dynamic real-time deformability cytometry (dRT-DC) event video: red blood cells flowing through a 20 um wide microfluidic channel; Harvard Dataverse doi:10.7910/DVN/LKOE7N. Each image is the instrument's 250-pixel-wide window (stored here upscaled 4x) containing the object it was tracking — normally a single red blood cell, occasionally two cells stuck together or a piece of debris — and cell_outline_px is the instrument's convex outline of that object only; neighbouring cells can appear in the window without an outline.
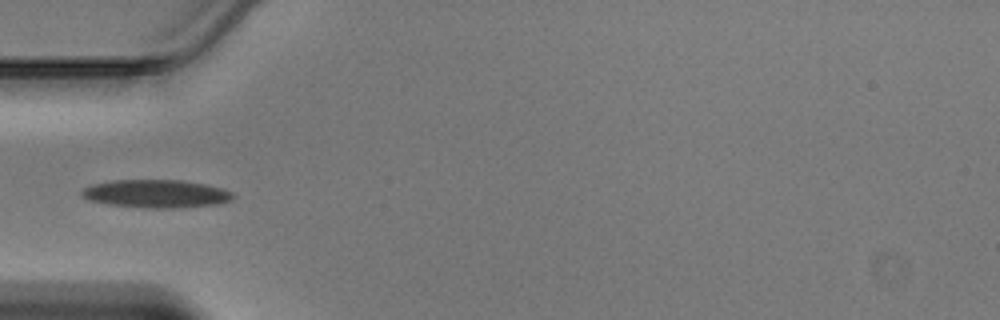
{"species": "Egyptian fruit bat (a non-hibernating species)", "species_latin": "Rousettus aegyptiacus", "temperature_condition": "warm", "stored_images_in_passage": 18, "camera_frame_rate_fps": 3000, "um_per_image_px": 0.085, "animal": {"sex": "male"}, "frame": {"image": 1, "passage_image": 1, "time_ms": 0.0, "image_size_px": [1000, 320], "cell_outline_px": [[236, 196], [232, 200], [220, 204], [180, 208], [148, 208], [108, 204], [92, 200], [84, 196], [80, 192], [84, 188], [92, 184], [112, 180], [184, 180], [204, 184], [220, 188], [232, 192]], "centroid_in_image_um": [13.33, 16.47], "position_along_channel_um": 71.7, "area_um2": 24.74}}
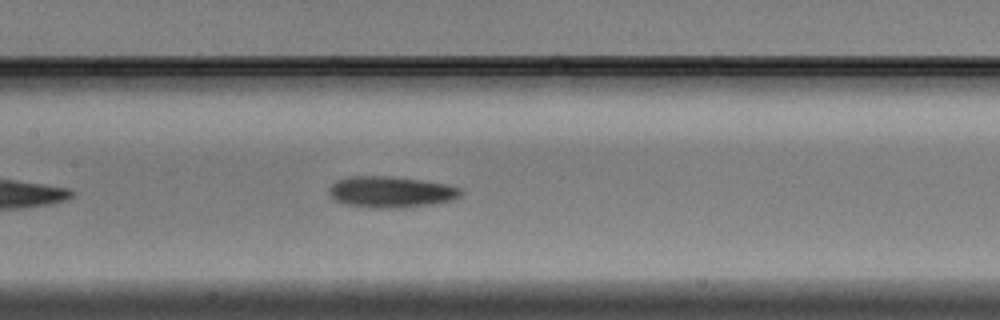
{"frame": {"image": 2, "passage_image": 8, "time_ms": 2.333, "image_size_px": [1000, 320], "cell_outline_px": [[464, 192], [460, 196], [452, 200], [432, 204], [400, 208], [372, 208], [344, 204], [332, 200], [328, 196], [328, 188], [336, 180], [348, 176], [392, 176], [448, 184], [460, 188]], "centroid_in_image_um": [33.18, 16.32], "position_along_channel_um": 174.2, "area_um2": 24.39}}
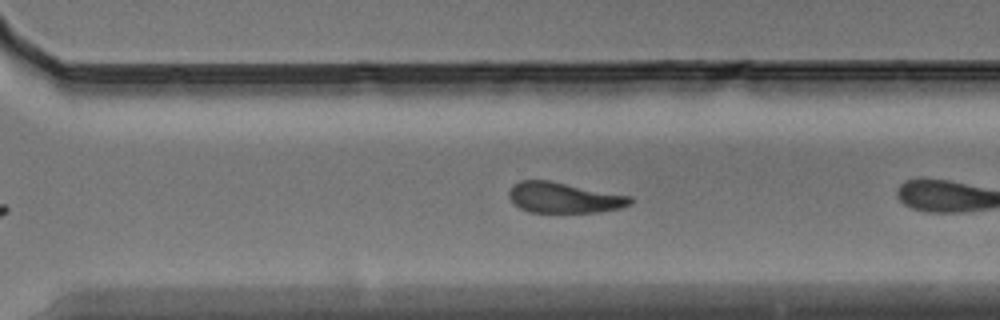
{"frame": {"image": 3, "passage_image": 16, "time_ms": 5.0, "image_size_px": [1000, 320], "cell_outline_px": [[632, 204], [620, 208], [596, 212], [528, 212], [520, 208], [508, 196], [508, 192], [512, 184], [520, 180], [548, 180], [632, 196]], "centroid_in_image_um": [47.92, 16.79], "position_along_channel_um": 322.7, "area_um2": 21.62}}